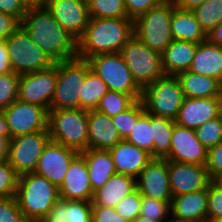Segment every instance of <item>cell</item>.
<instances>
[{
    "label": "cell",
    "instance_id": "obj_3",
    "mask_svg": "<svg viewBox=\"0 0 222 222\" xmlns=\"http://www.w3.org/2000/svg\"><path fill=\"white\" fill-rule=\"evenodd\" d=\"M16 199L28 222H41L59 199L58 187L34 172L19 175Z\"/></svg>",
    "mask_w": 222,
    "mask_h": 222
},
{
    "label": "cell",
    "instance_id": "obj_34",
    "mask_svg": "<svg viewBox=\"0 0 222 222\" xmlns=\"http://www.w3.org/2000/svg\"><path fill=\"white\" fill-rule=\"evenodd\" d=\"M90 18H129L124 0H87Z\"/></svg>",
    "mask_w": 222,
    "mask_h": 222
},
{
    "label": "cell",
    "instance_id": "obj_2",
    "mask_svg": "<svg viewBox=\"0 0 222 222\" xmlns=\"http://www.w3.org/2000/svg\"><path fill=\"white\" fill-rule=\"evenodd\" d=\"M133 35L131 18H90L77 41V57L87 60L100 54L119 53Z\"/></svg>",
    "mask_w": 222,
    "mask_h": 222
},
{
    "label": "cell",
    "instance_id": "obj_49",
    "mask_svg": "<svg viewBox=\"0 0 222 222\" xmlns=\"http://www.w3.org/2000/svg\"><path fill=\"white\" fill-rule=\"evenodd\" d=\"M19 26L20 22L16 18L0 12V40H5Z\"/></svg>",
    "mask_w": 222,
    "mask_h": 222
},
{
    "label": "cell",
    "instance_id": "obj_14",
    "mask_svg": "<svg viewBox=\"0 0 222 222\" xmlns=\"http://www.w3.org/2000/svg\"><path fill=\"white\" fill-rule=\"evenodd\" d=\"M44 6L76 41L82 37L90 20L87 0H45Z\"/></svg>",
    "mask_w": 222,
    "mask_h": 222
},
{
    "label": "cell",
    "instance_id": "obj_7",
    "mask_svg": "<svg viewBox=\"0 0 222 222\" xmlns=\"http://www.w3.org/2000/svg\"><path fill=\"white\" fill-rule=\"evenodd\" d=\"M184 98L178 78L164 75L142 89L140 100L145 112L175 120Z\"/></svg>",
    "mask_w": 222,
    "mask_h": 222
},
{
    "label": "cell",
    "instance_id": "obj_20",
    "mask_svg": "<svg viewBox=\"0 0 222 222\" xmlns=\"http://www.w3.org/2000/svg\"><path fill=\"white\" fill-rule=\"evenodd\" d=\"M116 173L134 177L135 179L153 159L146 150L122 139L109 149Z\"/></svg>",
    "mask_w": 222,
    "mask_h": 222
},
{
    "label": "cell",
    "instance_id": "obj_28",
    "mask_svg": "<svg viewBox=\"0 0 222 222\" xmlns=\"http://www.w3.org/2000/svg\"><path fill=\"white\" fill-rule=\"evenodd\" d=\"M171 32L173 40H182L196 44L207 40V34L198 23L194 12L177 8L174 1L171 16Z\"/></svg>",
    "mask_w": 222,
    "mask_h": 222
},
{
    "label": "cell",
    "instance_id": "obj_27",
    "mask_svg": "<svg viewBox=\"0 0 222 222\" xmlns=\"http://www.w3.org/2000/svg\"><path fill=\"white\" fill-rule=\"evenodd\" d=\"M136 189V179L123 174H114L94 192L92 203L97 206L112 207Z\"/></svg>",
    "mask_w": 222,
    "mask_h": 222
},
{
    "label": "cell",
    "instance_id": "obj_45",
    "mask_svg": "<svg viewBox=\"0 0 222 222\" xmlns=\"http://www.w3.org/2000/svg\"><path fill=\"white\" fill-rule=\"evenodd\" d=\"M206 169L211 180L222 174V141L208 149Z\"/></svg>",
    "mask_w": 222,
    "mask_h": 222
},
{
    "label": "cell",
    "instance_id": "obj_19",
    "mask_svg": "<svg viewBox=\"0 0 222 222\" xmlns=\"http://www.w3.org/2000/svg\"><path fill=\"white\" fill-rule=\"evenodd\" d=\"M58 189L59 198L92 201L94 192L91 187L86 160L81 154L71 162Z\"/></svg>",
    "mask_w": 222,
    "mask_h": 222
},
{
    "label": "cell",
    "instance_id": "obj_35",
    "mask_svg": "<svg viewBox=\"0 0 222 222\" xmlns=\"http://www.w3.org/2000/svg\"><path fill=\"white\" fill-rule=\"evenodd\" d=\"M127 142L146 150L152 157L153 126H150V114L145 112L132 128V132L125 139Z\"/></svg>",
    "mask_w": 222,
    "mask_h": 222
},
{
    "label": "cell",
    "instance_id": "obj_18",
    "mask_svg": "<svg viewBox=\"0 0 222 222\" xmlns=\"http://www.w3.org/2000/svg\"><path fill=\"white\" fill-rule=\"evenodd\" d=\"M169 185L173 196L206 189L211 181L205 165L168 160Z\"/></svg>",
    "mask_w": 222,
    "mask_h": 222
},
{
    "label": "cell",
    "instance_id": "obj_32",
    "mask_svg": "<svg viewBox=\"0 0 222 222\" xmlns=\"http://www.w3.org/2000/svg\"><path fill=\"white\" fill-rule=\"evenodd\" d=\"M104 81L90 71L83 83L82 96H80V108L85 110H96L101 98L108 92Z\"/></svg>",
    "mask_w": 222,
    "mask_h": 222
},
{
    "label": "cell",
    "instance_id": "obj_51",
    "mask_svg": "<svg viewBox=\"0 0 222 222\" xmlns=\"http://www.w3.org/2000/svg\"><path fill=\"white\" fill-rule=\"evenodd\" d=\"M207 39L220 47H222V22L213 28L208 34Z\"/></svg>",
    "mask_w": 222,
    "mask_h": 222
},
{
    "label": "cell",
    "instance_id": "obj_13",
    "mask_svg": "<svg viewBox=\"0 0 222 222\" xmlns=\"http://www.w3.org/2000/svg\"><path fill=\"white\" fill-rule=\"evenodd\" d=\"M10 138L48 131V110L44 107L25 103L18 99L3 109Z\"/></svg>",
    "mask_w": 222,
    "mask_h": 222
},
{
    "label": "cell",
    "instance_id": "obj_54",
    "mask_svg": "<svg viewBox=\"0 0 222 222\" xmlns=\"http://www.w3.org/2000/svg\"><path fill=\"white\" fill-rule=\"evenodd\" d=\"M0 135L10 136L7 121H6L3 109H0Z\"/></svg>",
    "mask_w": 222,
    "mask_h": 222
},
{
    "label": "cell",
    "instance_id": "obj_47",
    "mask_svg": "<svg viewBox=\"0 0 222 222\" xmlns=\"http://www.w3.org/2000/svg\"><path fill=\"white\" fill-rule=\"evenodd\" d=\"M92 222H130L115 211V208L92 203Z\"/></svg>",
    "mask_w": 222,
    "mask_h": 222
},
{
    "label": "cell",
    "instance_id": "obj_24",
    "mask_svg": "<svg viewBox=\"0 0 222 222\" xmlns=\"http://www.w3.org/2000/svg\"><path fill=\"white\" fill-rule=\"evenodd\" d=\"M189 71L212 77L222 84V47L208 39L199 43Z\"/></svg>",
    "mask_w": 222,
    "mask_h": 222
},
{
    "label": "cell",
    "instance_id": "obj_50",
    "mask_svg": "<svg viewBox=\"0 0 222 222\" xmlns=\"http://www.w3.org/2000/svg\"><path fill=\"white\" fill-rule=\"evenodd\" d=\"M13 72L5 40H0V74Z\"/></svg>",
    "mask_w": 222,
    "mask_h": 222
},
{
    "label": "cell",
    "instance_id": "obj_53",
    "mask_svg": "<svg viewBox=\"0 0 222 222\" xmlns=\"http://www.w3.org/2000/svg\"><path fill=\"white\" fill-rule=\"evenodd\" d=\"M10 139V136L0 135V162L8 159Z\"/></svg>",
    "mask_w": 222,
    "mask_h": 222
},
{
    "label": "cell",
    "instance_id": "obj_29",
    "mask_svg": "<svg viewBox=\"0 0 222 222\" xmlns=\"http://www.w3.org/2000/svg\"><path fill=\"white\" fill-rule=\"evenodd\" d=\"M92 222V201L59 198L41 222Z\"/></svg>",
    "mask_w": 222,
    "mask_h": 222
},
{
    "label": "cell",
    "instance_id": "obj_25",
    "mask_svg": "<svg viewBox=\"0 0 222 222\" xmlns=\"http://www.w3.org/2000/svg\"><path fill=\"white\" fill-rule=\"evenodd\" d=\"M197 45L193 42L173 40L162 53V67L165 75L177 76L189 70Z\"/></svg>",
    "mask_w": 222,
    "mask_h": 222
},
{
    "label": "cell",
    "instance_id": "obj_16",
    "mask_svg": "<svg viewBox=\"0 0 222 222\" xmlns=\"http://www.w3.org/2000/svg\"><path fill=\"white\" fill-rule=\"evenodd\" d=\"M136 189L142 196L171 204L168 160L153 158L136 178Z\"/></svg>",
    "mask_w": 222,
    "mask_h": 222
},
{
    "label": "cell",
    "instance_id": "obj_36",
    "mask_svg": "<svg viewBox=\"0 0 222 222\" xmlns=\"http://www.w3.org/2000/svg\"><path fill=\"white\" fill-rule=\"evenodd\" d=\"M144 113V105L142 101L138 99L128 109L111 117L112 122L122 139H126L130 135L132 128Z\"/></svg>",
    "mask_w": 222,
    "mask_h": 222
},
{
    "label": "cell",
    "instance_id": "obj_52",
    "mask_svg": "<svg viewBox=\"0 0 222 222\" xmlns=\"http://www.w3.org/2000/svg\"><path fill=\"white\" fill-rule=\"evenodd\" d=\"M206 0H174L175 6L183 10H194Z\"/></svg>",
    "mask_w": 222,
    "mask_h": 222
},
{
    "label": "cell",
    "instance_id": "obj_60",
    "mask_svg": "<svg viewBox=\"0 0 222 222\" xmlns=\"http://www.w3.org/2000/svg\"><path fill=\"white\" fill-rule=\"evenodd\" d=\"M162 2H170V1H174V0H161Z\"/></svg>",
    "mask_w": 222,
    "mask_h": 222
},
{
    "label": "cell",
    "instance_id": "obj_10",
    "mask_svg": "<svg viewBox=\"0 0 222 222\" xmlns=\"http://www.w3.org/2000/svg\"><path fill=\"white\" fill-rule=\"evenodd\" d=\"M5 42L14 73L21 75L40 71L55 64L21 26L8 36Z\"/></svg>",
    "mask_w": 222,
    "mask_h": 222
},
{
    "label": "cell",
    "instance_id": "obj_58",
    "mask_svg": "<svg viewBox=\"0 0 222 222\" xmlns=\"http://www.w3.org/2000/svg\"><path fill=\"white\" fill-rule=\"evenodd\" d=\"M133 222H161L158 220H154L152 218H146V217H141L139 216L136 220H134Z\"/></svg>",
    "mask_w": 222,
    "mask_h": 222
},
{
    "label": "cell",
    "instance_id": "obj_40",
    "mask_svg": "<svg viewBox=\"0 0 222 222\" xmlns=\"http://www.w3.org/2000/svg\"><path fill=\"white\" fill-rule=\"evenodd\" d=\"M141 205L142 195L137 189H135L120 200L114 208L124 219L133 222L140 216Z\"/></svg>",
    "mask_w": 222,
    "mask_h": 222
},
{
    "label": "cell",
    "instance_id": "obj_4",
    "mask_svg": "<svg viewBox=\"0 0 222 222\" xmlns=\"http://www.w3.org/2000/svg\"><path fill=\"white\" fill-rule=\"evenodd\" d=\"M50 140L81 153L88 149V110L58 109L48 111Z\"/></svg>",
    "mask_w": 222,
    "mask_h": 222
},
{
    "label": "cell",
    "instance_id": "obj_42",
    "mask_svg": "<svg viewBox=\"0 0 222 222\" xmlns=\"http://www.w3.org/2000/svg\"><path fill=\"white\" fill-rule=\"evenodd\" d=\"M19 174L8 163L0 162V197H15Z\"/></svg>",
    "mask_w": 222,
    "mask_h": 222
},
{
    "label": "cell",
    "instance_id": "obj_41",
    "mask_svg": "<svg viewBox=\"0 0 222 222\" xmlns=\"http://www.w3.org/2000/svg\"><path fill=\"white\" fill-rule=\"evenodd\" d=\"M170 203L142 196L140 216L163 222L169 215Z\"/></svg>",
    "mask_w": 222,
    "mask_h": 222
},
{
    "label": "cell",
    "instance_id": "obj_48",
    "mask_svg": "<svg viewBox=\"0 0 222 222\" xmlns=\"http://www.w3.org/2000/svg\"><path fill=\"white\" fill-rule=\"evenodd\" d=\"M27 10L28 6L23 0H0V12L16 18L20 23Z\"/></svg>",
    "mask_w": 222,
    "mask_h": 222
},
{
    "label": "cell",
    "instance_id": "obj_11",
    "mask_svg": "<svg viewBox=\"0 0 222 222\" xmlns=\"http://www.w3.org/2000/svg\"><path fill=\"white\" fill-rule=\"evenodd\" d=\"M57 82V63L52 66L20 75L18 100L46 108L51 107Z\"/></svg>",
    "mask_w": 222,
    "mask_h": 222
},
{
    "label": "cell",
    "instance_id": "obj_26",
    "mask_svg": "<svg viewBox=\"0 0 222 222\" xmlns=\"http://www.w3.org/2000/svg\"><path fill=\"white\" fill-rule=\"evenodd\" d=\"M80 154L86 160L93 192L100 189L112 175L116 174L113 158L109 150L88 148Z\"/></svg>",
    "mask_w": 222,
    "mask_h": 222
},
{
    "label": "cell",
    "instance_id": "obj_37",
    "mask_svg": "<svg viewBox=\"0 0 222 222\" xmlns=\"http://www.w3.org/2000/svg\"><path fill=\"white\" fill-rule=\"evenodd\" d=\"M135 101L136 100L129 94L108 91L101 98L96 110L109 117H113L128 109Z\"/></svg>",
    "mask_w": 222,
    "mask_h": 222
},
{
    "label": "cell",
    "instance_id": "obj_6",
    "mask_svg": "<svg viewBox=\"0 0 222 222\" xmlns=\"http://www.w3.org/2000/svg\"><path fill=\"white\" fill-rule=\"evenodd\" d=\"M173 1L161 2L134 20V35L150 49L162 54L173 41L171 16Z\"/></svg>",
    "mask_w": 222,
    "mask_h": 222
},
{
    "label": "cell",
    "instance_id": "obj_12",
    "mask_svg": "<svg viewBox=\"0 0 222 222\" xmlns=\"http://www.w3.org/2000/svg\"><path fill=\"white\" fill-rule=\"evenodd\" d=\"M49 140V131H38L11 138L8 163L19 175L34 172L39 157Z\"/></svg>",
    "mask_w": 222,
    "mask_h": 222
},
{
    "label": "cell",
    "instance_id": "obj_15",
    "mask_svg": "<svg viewBox=\"0 0 222 222\" xmlns=\"http://www.w3.org/2000/svg\"><path fill=\"white\" fill-rule=\"evenodd\" d=\"M79 154L76 150L49 140L39 157L34 173L47 178L59 187L71 162Z\"/></svg>",
    "mask_w": 222,
    "mask_h": 222
},
{
    "label": "cell",
    "instance_id": "obj_23",
    "mask_svg": "<svg viewBox=\"0 0 222 222\" xmlns=\"http://www.w3.org/2000/svg\"><path fill=\"white\" fill-rule=\"evenodd\" d=\"M122 140L111 117L88 110V148L109 150Z\"/></svg>",
    "mask_w": 222,
    "mask_h": 222
},
{
    "label": "cell",
    "instance_id": "obj_33",
    "mask_svg": "<svg viewBox=\"0 0 222 222\" xmlns=\"http://www.w3.org/2000/svg\"><path fill=\"white\" fill-rule=\"evenodd\" d=\"M192 11L206 34L222 22V0H206Z\"/></svg>",
    "mask_w": 222,
    "mask_h": 222
},
{
    "label": "cell",
    "instance_id": "obj_31",
    "mask_svg": "<svg viewBox=\"0 0 222 222\" xmlns=\"http://www.w3.org/2000/svg\"><path fill=\"white\" fill-rule=\"evenodd\" d=\"M150 126H153L152 158L165 159L170 152V142L175 120L150 114Z\"/></svg>",
    "mask_w": 222,
    "mask_h": 222
},
{
    "label": "cell",
    "instance_id": "obj_22",
    "mask_svg": "<svg viewBox=\"0 0 222 222\" xmlns=\"http://www.w3.org/2000/svg\"><path fill=\"white\" fill-rule=\"evenodd\" d=\"M171 215L189 222H207L208 187L196 192L175 195L170 204Z\"/></svg>",
    "mask_w": 222,
    "mask_h": 222
},
{
    "label": "cell",
    "instance_id": "obj_56",
    "mask_svg": "<svg viewBox=\"0 0 222 222\" xmlns=\"http://www.w3.org/2000/svg\"><path fill=\"white\" fill-rule=\"evenodd\" d=\"M28 7L44 5L45 0H23Z\"/></svg>",
    "mask_w": 222,
    "mask_h": 222
},
{
    "label": "cell",
    "instance_id": "obj_39",
    "mask_svg": "<svg viewBox=\"0 0 222 222\" xmlns=\"http://www.w3.org/2000/svg\"><path fill=\"white\" fill-rule=\"evenodd\" d=\"M20 75L14 72L0 74V109L9 107L18 99Z\"/></svg>",
    "mask_w": 222,
    "mask_h": 222
},
{
    "label": "cell",
    "instance_id": "obj_38",
    "mask_svg": "<svg viewBox=\"0 0 222 222\" xmlns=\"http://www.w3.org/2000/svg\"><path fill=\"white\" fill-rule=\"evenodd\" d=\"M196 135L207 149L216 146L222 141V120L219 117L211 119L198 127Z\"/></svg>",
    "mask_w": 222,
    "mask_h": 222
},
{
    "label": "cell",
    "instance_id": "obj_46",
    "mask_svg": "<svg viewBox=\"0 0 222 222\" xmlns=\"http://www.w3.org/2000/svg\"><path fill=\"white\" fill-rule=\"evenodd\" d=\"M128 17L135 20L138 16L157 7L161 0H124Z\"/></svg>",
    "mask_w": 222,
    "mask_h": 222
},
{
    "label": "cell",
    "instance_id": "obj_57",
    "mask_svg": "<svg viewBox=\"0 0 222 222\" xmlns=\"http://www.w3.org/2000/svg\"><path fill=\"white\" fill-rule=\"evenodd\" d=\"M163 222H189L177 217L172 216L171 214Z\"/></svg>",
    "mask_w": 222,
    "mask_h": 222
},
{
    "label": "cell",
    "instance_id": "obj_30",
    "mask_svg": "<svg viewBox=\"0 0 222 222\" xmlns=\"http://www.w3.org/2000/svg\"><path fill=\"white\" fill-rule=\"evenodd\" d=\"M181 84L185 98H213L219 94L221 83L212 78L189 70L176 76Z\"/></svg>",
    "mask_w": 222,
    "mask_h": 222
},
{
    "label": "cell",
    "instance_id": "obj_17",
    "mask_svg": "<svg viewBox=\"0 0 222 222\" xmlns=\"http://www.w3.org/2000/svg\"><path fill=\"white\" fill-rule=\"evenodd\" d=\"M207 153L208 149L199 141L195 130L175 123L166 160L206 166Z\"/></svg>",
    "mask_w": 222,
    "mask_h": 222
},
{
    "label": "cell",
    "instance_id": "obj_8",
    "mask_svg": "<svg viewBox=\"0 0 222 222\" xmlns=\"http://www.w3.org/2000/svg\"><path fill=\"white\" fill-rule=\"evenodd\" d=\"M119 53L141 89L165 75L162 67V54L150 49L135 35Z\"/></svg>",
    "mask_w": 222,
    "mask_h": 222
},
{
    "label": "cell",
    "instance_id": "obj_9",
    "mask_svg": "<svg viewBox=\"0 0 222 222\" xmlns=\"http://www.w3.org/2000/svg\"><path fill=\"white\" fill-rule=\"evenodd\" d=\"M91 71L100 77L109 91L131 95L141 99L142 89L137 85L120 53L100 54L88 58Z\"/></svg>",
    "mask_w": 222,
    "mask_h": 222
},
{
    "label": "cell",
    "instance_id": "obj_44",
    "mask_svg": "<svg viewBox=\"0 0 222 222\" xmlns=\"http://www.w3.org/2000/svg\"><path fill=\"white\" fill-rule=\"evenodd\" d=\"M0 222H28L16 197H0Z\"/></svg>",
    "mask_w": 222,
    "mask_h": 222
},
{
    "label": "cell",
    "instance_id": "obj_21",
    "mask_svg": "<svg viewBox=\"0 0 222 222\" xmlns=\"http://www.w3.org/2000/svg\"><path fill=\"white\" fill-rule=\"evenodd\" d=\"M219 117L217 97L213 98H184L175 123L196 130L205 122Z\"/></svg>",
    "mask_w": 222,
    "mask_h": 222
},
{
    "label": "cell",
    "instance_id": "obj_43",
    "mask_svg": "<svg viewBox=\"0 0 222 222\" xmlns=\"http://www.w3.org/2000/svg\"><path fill=\"white\" fill-rule=\"evenodd\" d=\"M207 222H222V187L214 180L208 185Z\"/></svg>",
    "mask_w": 222,
    "mask_h": 222
},
{
    "label": "cell",
    "instance_id": "obj_59",
    "mask_svg": "<svg viewBox=\"0 0 222 222\" xmlns=\"http://www.w3.org/2000/svg\"><path fill=\"white\" fill-rule=\"evenodd\" d=\"M214 181H215L220 187H222V174L219 175L217 178H215Z\"/></svg>",
    "mask_w": 222,
    "mask_h": 222
},
{
    "label": "cell",
    "instance_id": "obj_1",
    "mask_svg": "<svg viewBox=\"0 0 222 222\" xmlns=\"http://www.w3.org/2000/svg\"><path fill=\"white\" fill-rule=\"evenodd\" d=\"M20 26L54 63L77 57V41L44 5L28 7Z\"/></svg>",
    "mask_w": 222,
    "mask_h": 222
},
{
    "label": "cell",
    "instance_id": "obj_5",
    "mask_svg": "<svg viewBox=\"0 0 222 222\" xmlns=\"http://www.w3.org/2000/svg\"><path fill=\"white\" fill-rule=\"evenodd\" d=\"M90 71L89 62L78 57L57 62V82L49 110L80 109L83 83Z\"/></svg>",
    "mask_w": 222,
    "mask_h": 222
},
{
    "label": "cell",
    "instance_id": "obj_55",
    "mask_svg": "<svg viewBox=\"0 0 222 222\" xmlns=\"http://www.w3.org/2000/svg\"><path fill=\"white\" fill-rule=\"evenodd\" d=\"M219 118L222 120V84L219 89V94L217 95Z\"/></svg>",
    "mask_w": 222,
    "mask_h": 222
}]
</instances>
